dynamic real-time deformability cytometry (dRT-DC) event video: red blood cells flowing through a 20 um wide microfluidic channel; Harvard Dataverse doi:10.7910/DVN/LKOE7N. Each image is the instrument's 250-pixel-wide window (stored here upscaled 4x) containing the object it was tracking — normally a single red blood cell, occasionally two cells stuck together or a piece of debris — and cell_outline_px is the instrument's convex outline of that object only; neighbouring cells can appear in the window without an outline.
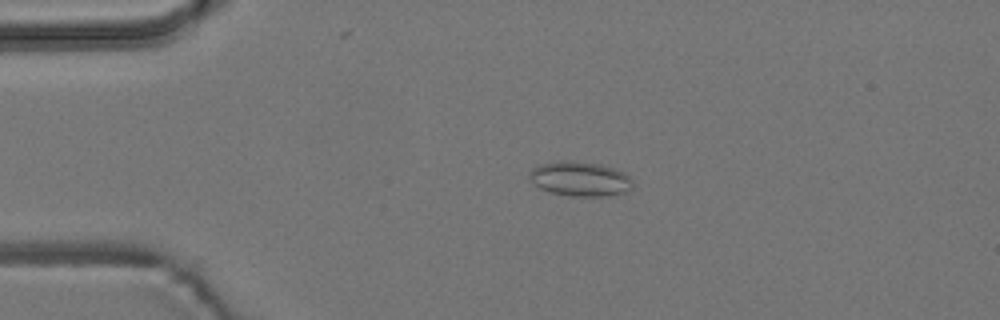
{"species": "common noctule bat (a hibernating species)", "species_latin": "Nyctalus noctula", "temperature_condition": "room temperature", "stored_images_in_passage": 6, "camera_frame_rate_fps": 3000, "um_per_image_px": 0.085, "animal": {"sex": "male", "body_mass_g": 19.2, "forearm_length_mm": 51.8}, "frame": {"image": 1, "passage_image": 4, "time_ms": 3.333, "image_size_px": [1000, 320], "cell_outline_px": [[632, 188], [624, 192], [604, 196], [572, 196], [552, 192], [540, 188], [528, 176], [528, 172], [532, 168], [540, 164], [560, 160], [568, 160], [600, 164], [624, 172], [632, 180]], "centroid_in_image_um": [49.29, 15.19], "position_along_channel_um": 35.7, "area_um2": 20.69}}